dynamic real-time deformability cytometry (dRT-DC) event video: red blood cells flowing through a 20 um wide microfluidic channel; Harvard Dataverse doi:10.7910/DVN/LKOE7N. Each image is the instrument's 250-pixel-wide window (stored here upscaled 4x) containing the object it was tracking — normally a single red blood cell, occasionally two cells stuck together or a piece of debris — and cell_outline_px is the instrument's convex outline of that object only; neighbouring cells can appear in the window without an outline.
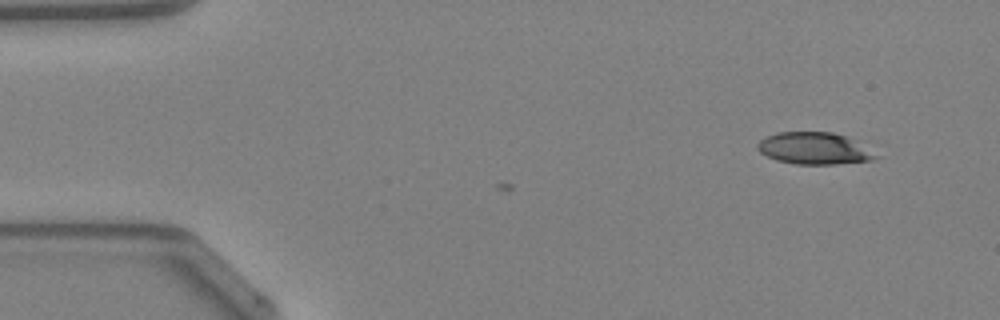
{"species": "Egyptian fruit bat (a non-hibernating species)", "species_latin": "Rousettus aegyptiacus", "temperature_condition": "warm", "stored_images_in_passage": 7, "camera_frame_rate_fps": 3000, "um_per_image_px": 0.085, "animal": {"sex": "female"}, "frame": {"image": 1, "passage_image": 7, "time_ms": 2.0, "image_size_px": [1000, 320], "cell_outline_px": [[880, 156], [872, 160], [832, 164], [796, 164], [776, 160], [760, 152], [756, 148], [756, 144], [760, 140], [776, 132], [832, 132], [844, 136], [880, 152]], "centroid_in_image_um": [69.25, 12.61], "position_along_channel_um": 15.8, "area_um2": 22.08}}